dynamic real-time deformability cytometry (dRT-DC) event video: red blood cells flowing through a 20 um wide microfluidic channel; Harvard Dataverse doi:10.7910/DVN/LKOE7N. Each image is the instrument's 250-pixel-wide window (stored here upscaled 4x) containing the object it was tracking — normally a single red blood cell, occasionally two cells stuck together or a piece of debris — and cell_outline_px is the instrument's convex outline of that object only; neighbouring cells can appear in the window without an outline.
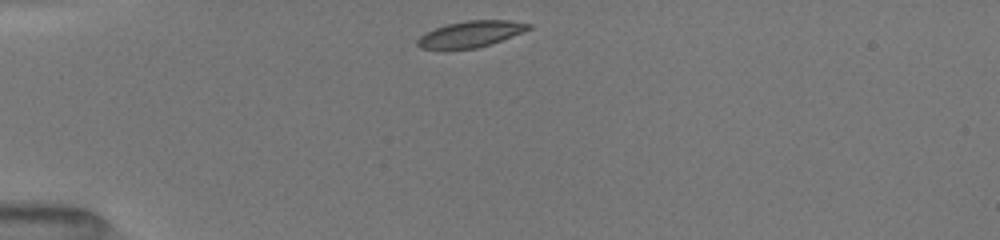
{"species": "common noctule bat (a hibernating species)", "species_latin": "Nyctalus noctula", "temperature_condition": "room temperature", "stored_images_in_passage": 39, "camera_frame_rate_fps": 3000, "um_per_image_px": 0.085, "animal": {"sex": "female", "body_mass_g": 19.5, "forearm_length_mm": 54.1}, "frame": {"image": 1, "passage_image": 1, "time_ms": 0.0, "image_size_px": [1000, 240], "cell_outline_px": [[532, 28], [512, 36], [476, 48], [444, 52], [420, 48], [416, 44], [416, 40], [420, 36], [436, 28], [448, 24], [468, 20], [508, 20], [532, 24]], "centroid_in_image_um": [39.93, 2.94], "position_along_channel_um": 45.1, "area_um2": 17.28}}
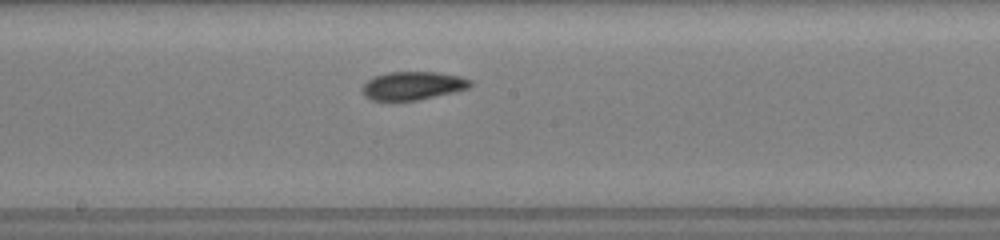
{"frame": {"image": 2, "passage_image": 16, "time_ms": 5.0, "image_size_px": [1000, 240], "cell_outline_px": [[472, 84], [468, 88], [452, 92], [416, 100], [372, 100], [364, 96], [360, 88], [372, 76], [388, 72], [436, 72], [460, 76], [472, 80]], "centroid_in_image_um": [35.05, 7.27], "position_along_channel_um": 213.2, "area_um2": 17.74}}
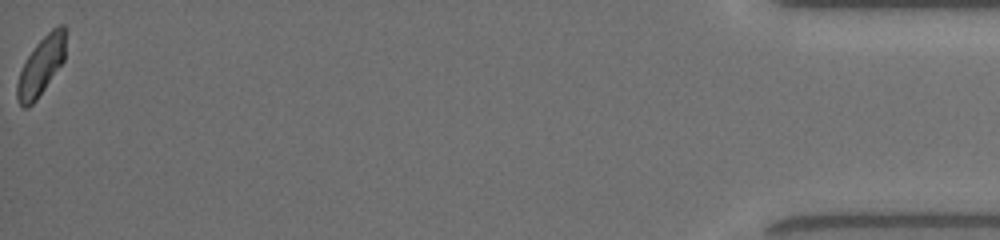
{"frame": {"image": 3, "passage_image": 39, "time_ms": 12.667, "image_size_px": [1000, 240], "cell_outline_px": [[64, 60], [36, 100], [28, 108], [24, 108], [20, 104], [16, 96], [16, 84], [20, 72], [28, 56], [36, 44], [56, 24], [64, 24]], "centroid_in_image_um": [3.47, 5.62], "position_along_channel_um": 431.7, "area_um2": 16.13}, "authors_computed_cell_mechanics": {"area_um2": 17.3978, "velocity_mm_per_s": 3.9976, "shape_relaxation_time_tau1_ms": 4.3967, "shape_relaxation_time_tau2_ms": 5.4725, "deformation_change_tau1": 0.1463, "deformation_change_tau2": 0.0642}}